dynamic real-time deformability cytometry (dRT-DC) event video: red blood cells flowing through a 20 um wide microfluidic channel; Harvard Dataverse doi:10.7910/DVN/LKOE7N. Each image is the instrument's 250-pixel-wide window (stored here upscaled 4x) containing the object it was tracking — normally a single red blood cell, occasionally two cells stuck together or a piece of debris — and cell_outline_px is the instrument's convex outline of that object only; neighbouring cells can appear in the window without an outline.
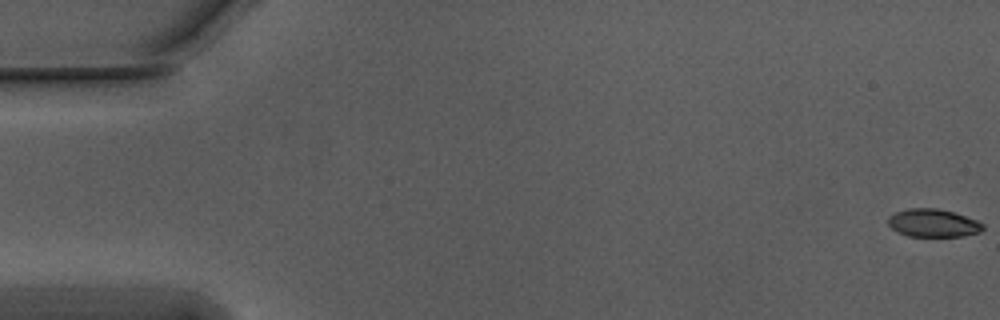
{"species": "Egyptian fruit bat (a non-hibernating species)", "species_latin": "Rousettus aegyptiacus", "temperature_condition": "warm", "stored_images_in_passage": 57, "camera_frame_rate_fps": 3000, "um_per_image_px": 0.085, "animal": {"sex": "male"}, "frame": {"image": 1, "passage_image": 1, "time_ms": 0.0, "image_size_px": [1000, 320], "cell_outline_px": [[984, 228], [980, 232], [964, 236], [908, 236], [896, 232], [888, 224], [888, 216], [896, 212], [908, 208], [936, 208], [952, 212], [976, 220], [984, 224]], "centroid_in_image_um": [79.29, 18.96], "position_along_channel_um": 5.7, "area_um2": 15.43}}
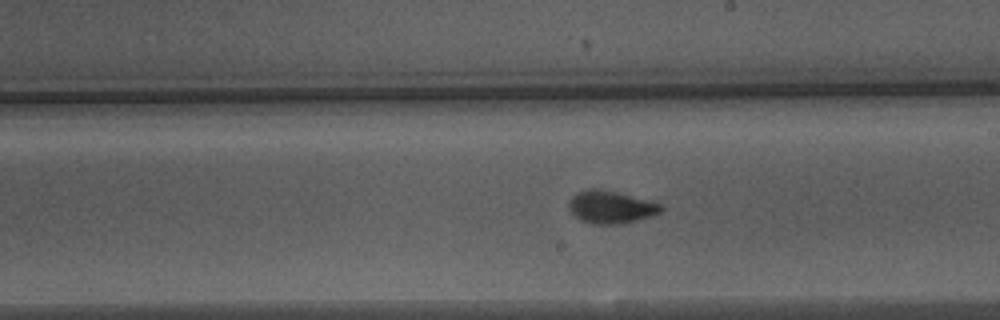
{"frame": {"image": 2, "passage_image": 32, "time_ms": 10.333, "image_size_px": [1000, 320], "cell_outline_px": [[664, 208], [660, 212], [636, 220], [616, 224], [592, 224], [580, 220], [568, 208], [568, 204], [572, 196], [576, 192], [588, 188], [596, 188], [616, 192], [664, 204]], "centroid_in_image_um": [51.9, 17.59], "position_along_channel_um": 237.1, "area_um2": 17.4}}
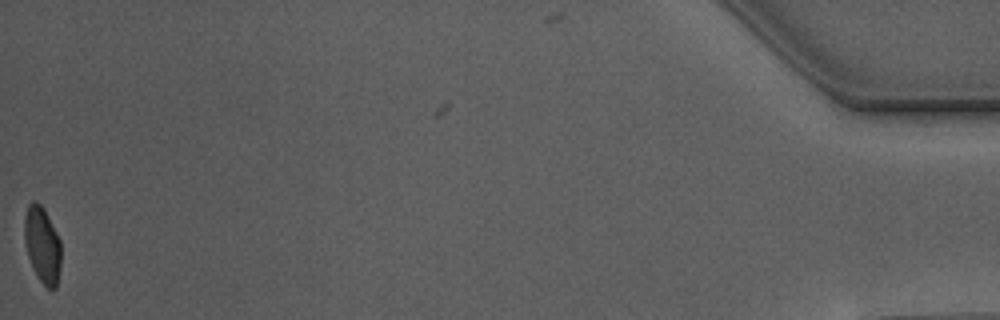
{"frame": {"image": 3, "passage_image": 56, "time_ms": 18.333, "image_size_px": [1000, 320], "cell_outline_px": [[60, 268], [56, 288], [48, 288], [40, 280], [32, 268], [28, 256], [24, 240], [24, 216], [28, 204], [32, 200], [36, 200], [44, 208], [60, 240]], "centroid_in_image_um": [3.58, 20.77], "position_along_channel_um": 431.6, "area_um2": 16.3}, "authors_computed_cell_mechanics": {"area_um2": 16.8776, "velocity_mm_per_s": 3.7546, "shape_relaxation_time_tau1_ms": 4.3362, "shape_relaxation_time_tau2_ms": 0.7102, "deformation_change_tau1": 0.2057, "deformation_change_tau2": 0.0509}}